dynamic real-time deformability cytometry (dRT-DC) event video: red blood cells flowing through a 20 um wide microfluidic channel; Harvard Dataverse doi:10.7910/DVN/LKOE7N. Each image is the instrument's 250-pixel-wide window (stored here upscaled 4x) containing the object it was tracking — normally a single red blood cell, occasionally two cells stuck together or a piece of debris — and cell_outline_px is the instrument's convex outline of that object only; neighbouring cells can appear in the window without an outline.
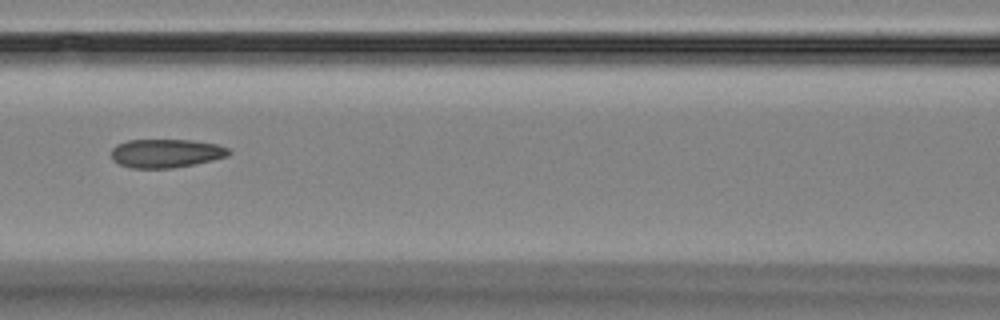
{"species": "Egyptian fruit bat (a non-hibernating species)", "species_latin": "Rousettus aegyptiacus", "temperature_condition": "room temperature", "stored_images_in_passage": 13, "camera_frame_rate_fps": 3000, "um_per_image_px": 0.085, "animal": {"sex": "female"}, "frame": {"image": 1, "passage_image": 4, "time_ms": 3.667, "image_size_px": [1000, 320], "cell_outline_px": [[232, 152], [228, 156], [212, 160], [172, 168], [132, 168], [120, 164], [112, 160], [112, 148], [116, 144], [128, 140], [192, 140], [216, 144], [228, 148]], "centroid_in_image_um": [14.1, 13.02], "position_along_channel_um": 152.5, "area_um2": 19.54}}
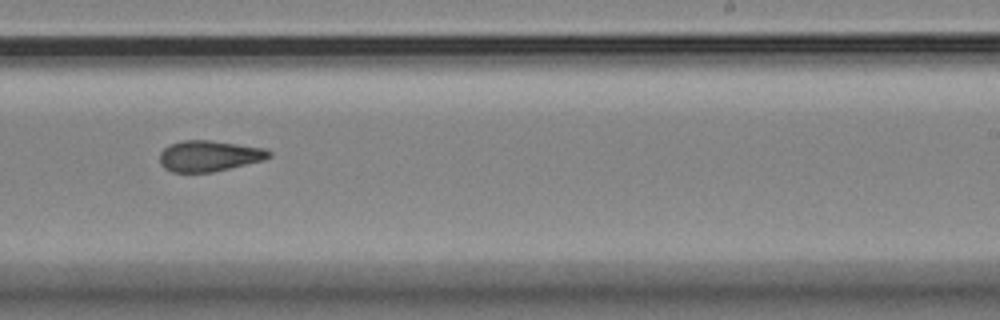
{"frame": {"image": 2, "passage_image": 7, "time_ms": 7.0, "image_size_px": [1000, 320], "cell_outline_px": [[272, 156], [264, 160], [212, 172], [172, 172], [164, 168], [160, 164], [160, 152], [168, 144], [184, 140], [208, 140], [264, 148], [272, 152]], "centroid_in_image_um": [17.76, 13.25], "position_along_channel_um": 271.2, "area_um2": 19.65}}
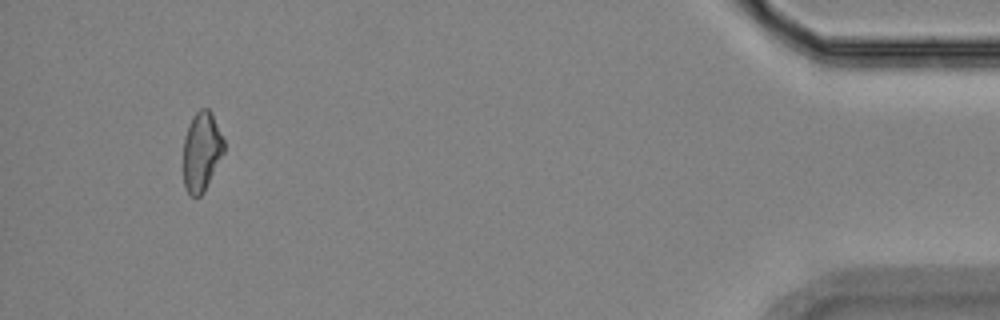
{"frame": {"image": 3, "passage_image": 12, "time_ms": 13.0, "image_size_px": [1000, 320], "cell_outline_px": [[224, 152], [204, 192], [200, 196], [192, 196], [188, 192], [184, 184], [184, 140], [188, 124], [192, 116], [200, 108], [208, 108], [212, 112], [224, 140]], "centroid_in_image_um": [17.14, 12.84], "position_along_channel_um": 418.1, "area_um2": 18.73}, "authors_computed_cell_mechanics": {"area_um2": 19.8254, "velocity_mm_per_s": 3.5854, "shape_relaxation_time_tau1_ms": null, "shape_relaxation_time_tau2_ms": 2.9032, "deformation_change_tau1": null, "deformation_change_tau2": 0.0811}}